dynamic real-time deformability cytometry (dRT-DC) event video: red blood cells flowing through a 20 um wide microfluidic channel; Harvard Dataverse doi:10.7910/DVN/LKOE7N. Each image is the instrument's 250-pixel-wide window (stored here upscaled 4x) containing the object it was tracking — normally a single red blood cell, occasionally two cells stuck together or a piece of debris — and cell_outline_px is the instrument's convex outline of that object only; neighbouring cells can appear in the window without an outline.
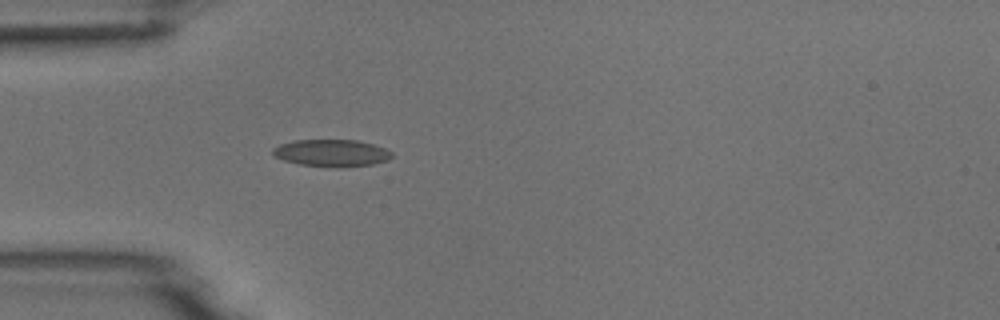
{"species": "common noctule bat (a hibernating species)", "species_latin": "Nyctalus noctula", "temperature_condition": "room temperature", "stored_images_in_passage": 1, "camera_frame_rate_fps": 3000, "um_per_image_px": 0.085, "animal": {"sex": "male", "body_mass_g": 18.8}, "frame": {"image": 1, "passage_image": 1, "time_ms": 0.0, "image_size_px": [1000, 320], "cell_outline_px": [[392, 156], [388, 160], [372, 164], [340, 168], [332, 168], [300, 164], [284, 160], [276, 156], [272, 152], [272, 148], [280, 144], [292, 140], [356, 140], [372, 144], [384, 148], [392, 152]], "centroid_in_image_um": [28.18, 13.01], "position_along_channel_um": 56.8, "area_um2": 18.84}}